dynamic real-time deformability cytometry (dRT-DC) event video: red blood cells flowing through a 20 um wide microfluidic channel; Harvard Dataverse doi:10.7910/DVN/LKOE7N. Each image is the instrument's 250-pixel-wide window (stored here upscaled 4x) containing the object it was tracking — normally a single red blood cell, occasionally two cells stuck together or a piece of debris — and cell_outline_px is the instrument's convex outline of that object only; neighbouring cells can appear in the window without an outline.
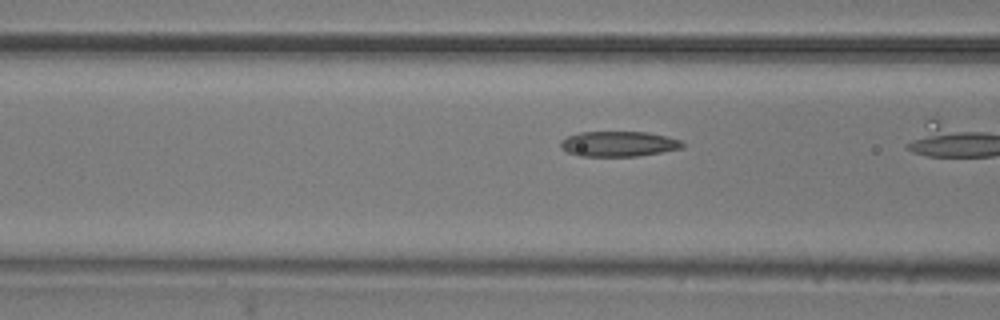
{"species": "common noctule bat (a hibernating species)", "species_latin": "Nyctalus noctula", "temperature_condition": "room temperature", "stored_images_in_passage": 20, "camera_frame_rate_fps": 3000, "um_per_image_px": 0.085, "animal": {"sex": "male", "body_mass_g": 20.5, "forearm_length_mm": 52.5}, "frame": {"image": 1, "passage_image": 12, "time_ms": 3.667, "image_size_px": [1000, 320], "cell_outline_px": [[684, 148], [636, 156], [580, 156], [568, 152], [560, 148], [560, 140], [568, 136], [580, 132], [648, 132], [668, 136], [680, 140], [684, 144]], "centroid_in_image_um": [52.58, 12.22], "position_along_channel_um": 114.0, "area_um2": 17.98}}